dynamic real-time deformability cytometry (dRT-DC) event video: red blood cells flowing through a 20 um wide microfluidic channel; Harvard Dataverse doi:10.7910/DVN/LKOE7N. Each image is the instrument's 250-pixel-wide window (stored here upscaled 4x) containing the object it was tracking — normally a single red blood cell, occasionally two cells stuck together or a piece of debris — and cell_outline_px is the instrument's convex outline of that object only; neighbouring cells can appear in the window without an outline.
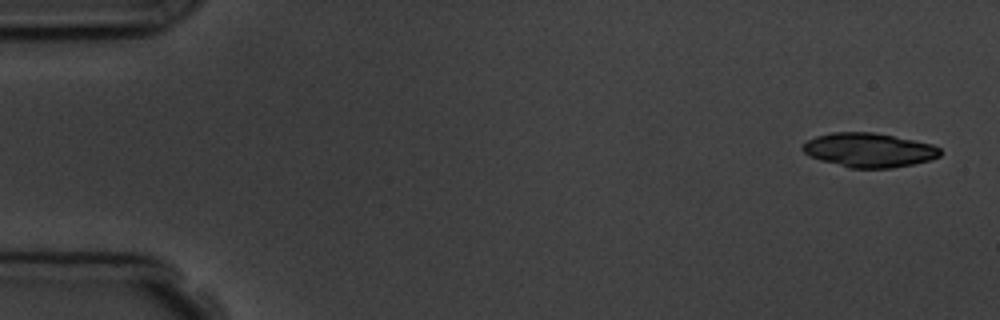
{"species": "common noctule bat (a hibernating species)", "species_latin": "Nyctalus noctula", "temperature_condition": "room temperature", "stored_images_in_passage": 6, "camera_frame_rate_fps": 3000, "um_per_image_px": 0.085, "animal": {"sex": "male", "body_mass_g": 19.5, "forearm_length_mm": 54.6}, "frame": {"image": 1, "passage_image": 1, "time_ms": 0.0, "image_size_px": [1000, 320], "cell_outline_px": [[940, 156], [928, 160], [912, 164], [892, 168], [848, 168], [820, 160], [804, 152], [800, 148], [808, 140], [816, 136], [832, 132], [872, 132], [932, 144], [940, 148]], "centroid_in_image_um": [73.84, 12.76], "position_along_channel_um": 11.2, "area_um2": 27.17}}
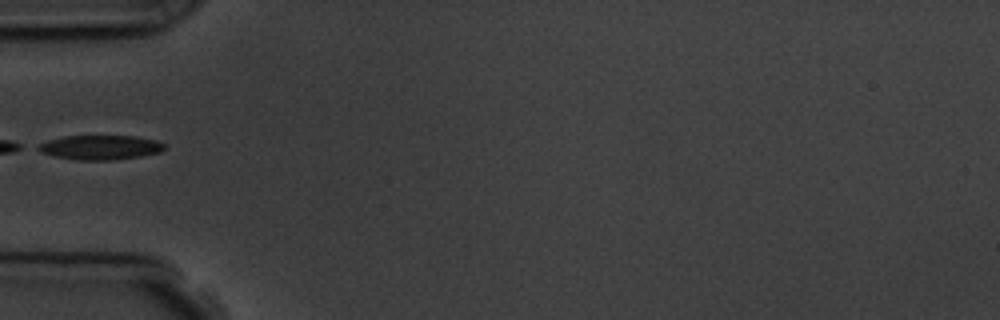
{"frame": {"image": 2, "passage_image": 5, "time_ms": 5.333, "image_size_px": [1000, 320], "cell_outline_px": [[164, 148], [160, 152], [140, 156], [116, 160], [76, 160], [56, 156], [40, 152], [32, 148], [48, 140], [64, 136], [136, 136], [156, 140], [164, 144]], "centroid_in_image_um": [8.49, 12.53], "position_along_channel_um": 76.5, "area_um2": 18.03}}